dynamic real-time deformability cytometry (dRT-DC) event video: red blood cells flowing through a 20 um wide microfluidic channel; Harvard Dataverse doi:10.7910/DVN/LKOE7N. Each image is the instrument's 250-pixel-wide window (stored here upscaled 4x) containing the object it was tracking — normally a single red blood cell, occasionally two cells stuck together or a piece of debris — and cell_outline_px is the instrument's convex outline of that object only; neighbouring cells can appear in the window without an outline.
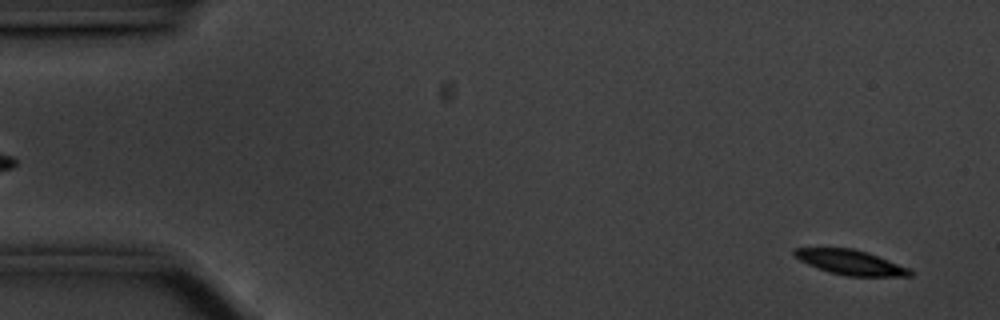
{"species": "common noctule bat (a hibernating species)", "species_latin": "Nyctalus noctula", "temperature_condition": "cold", "stored_images_in_passage": 58, "segment_of_instrument_passage": [1, 2], "camera_frame_rate_fps": 3000, "um_per_image_px": 0.085, "animal": {"sex": "male", "body_mass_g": 20.1, "forearm_length_mm": 53.5}, "frame": {"image": 1, "passage_image": 3, "time_ms": 0.667, "image_size_px": [1000, 320], "cell_outline_px": [[912, 276], [844, 276], [828, 272], [808, 264], [800, 260], [792, 252], [792, 248], [852, 248], [868, 252], [908, 268], [912, 272]], "centroid_in_image_um": [72.27, 22.3], "position_along_channel_um": 12.7, "area_um2": 16.59}}
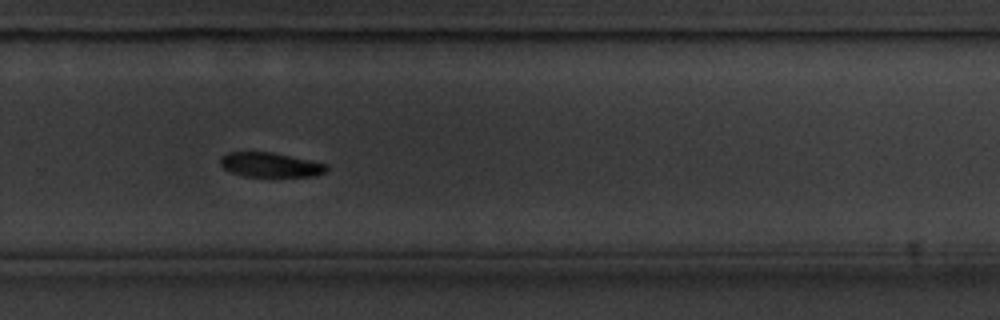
{"frame": {"image": 2, "passage_image": 38, "time_ms": 12.333, "image_size_px": [1000, 320], "cell_outline_px": [[328, 168], [324, 172], [316, 176], [244, 176], [232, 172], [224, 168], [220, 164], [220, 156], [228, 152], [272, 152], [328, 164]], "centroid_in_image_um": [22.97, 14.0], "position_along_channel_um": 306.8, "area_um2": 15.09}}
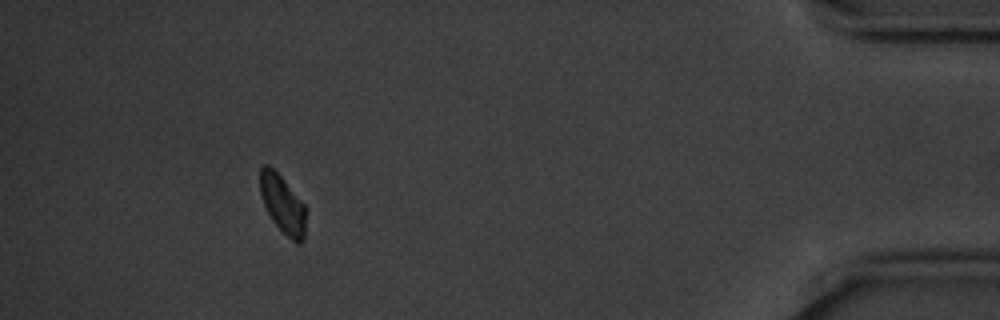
{"frame": {"image": 3, "passage_image": 52, "time_ms": 17.0, "image_size_px": [1000, 320], "cell_outline_px": [[308, 212], [304, 240], [300, 244], [296, 244], [272, 220], [264, 204], [260, 192], [260, 168], [264, 164], [268, 164], [280, 176], [308, 208]], "centroid_in_image_um": [24.08, 17.39], "position_along_channel_um": 411.1, "area_um2": 15.66}}